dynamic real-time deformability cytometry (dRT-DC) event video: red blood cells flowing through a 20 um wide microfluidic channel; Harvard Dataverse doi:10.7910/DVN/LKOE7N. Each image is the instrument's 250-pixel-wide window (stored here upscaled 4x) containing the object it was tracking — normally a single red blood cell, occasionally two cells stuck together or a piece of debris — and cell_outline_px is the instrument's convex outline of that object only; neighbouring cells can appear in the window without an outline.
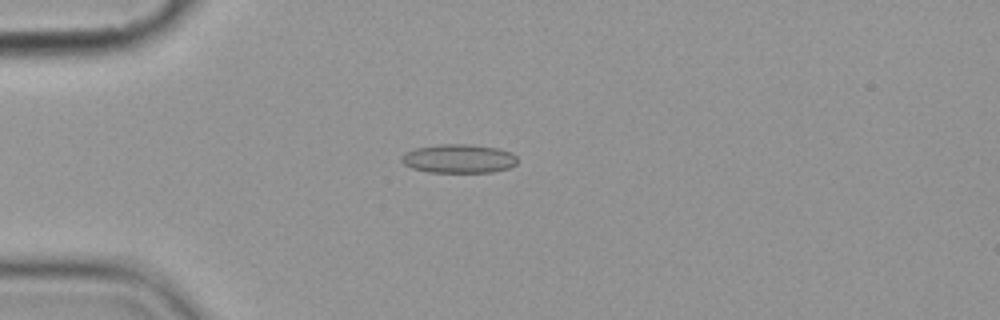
{"species": "common noctule bat (a hibernating species)", "species_latin": "Nyctalus noctula", "temperature_condition": "cold", "stored_images_in_passage": 7, "camera_frame_rate_fps": 3000, "um_per_image_px": 0.085, "animal": {"sex": "female", "body_mass_g": 19.9}, "frame": {"image": 1, "passage_image": 2, "time_ms": 1.0, "image_size_px": [1000, 320], "cell_outline_px": [[516, 164], [512, 168], [492, 172], [428, 172], [412, 168], [404, 164], [400, 160], [400, 156], [404, 152], [416, 148], [440, 144], [468, 144], [500, 148], [512, 152], [516, 156]], "centroid_in_image_um": [39.0, 13.48], "position_along_channel_um": 46.0, "area_um2": 19.71}}
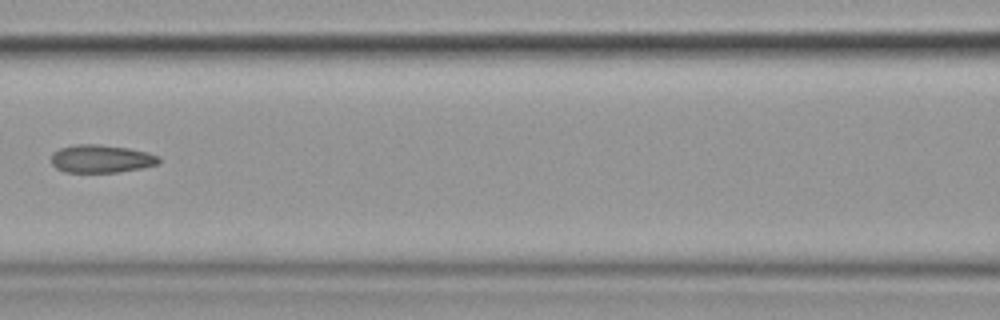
{"frame": {"image": 2, "passage_image": 5, "time_ms": 4.667, "image_size_px": [1000, 320], "cell_outline_px": [[160, 160], [156, 164], [140, 168], [116, 172], [64, 172], [56, 168], [52, 164], [52, 152], [60, 148], [76, 144], [96, 144], [128, 148], [148, 152], [160, 156]], "centroid_in_image_um": [8.58, 13.49], "position_along_channel_um": 158.0, "area_um2": 17.46}}
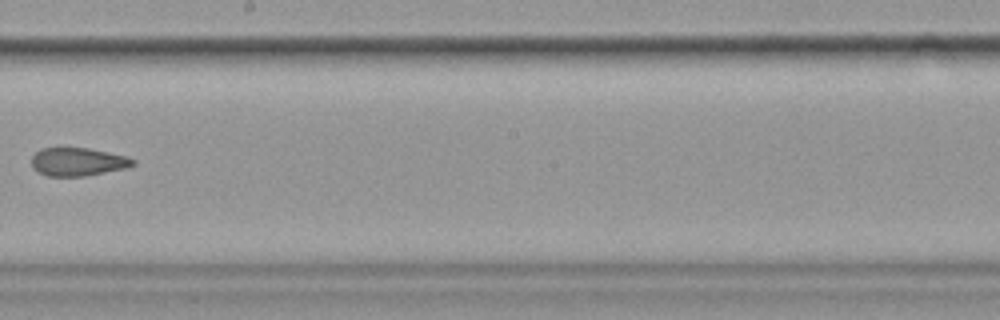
{"frame": {"image": 3, "passage_image": 7, "time_ms": 7.0, "image_size_px": [1000, 320], "cell_outline_px": [[136, 164], [128, 168], [84, 176], [48, 176], [32, 168], [32, 156], [36, 152], [44, 148], [88, 148], [128, 156], [136, 160]], "centroid_in_image_um": [6.67, 13.75], "position_along_channel_um": 241.5, "area_um2": 16.7}}